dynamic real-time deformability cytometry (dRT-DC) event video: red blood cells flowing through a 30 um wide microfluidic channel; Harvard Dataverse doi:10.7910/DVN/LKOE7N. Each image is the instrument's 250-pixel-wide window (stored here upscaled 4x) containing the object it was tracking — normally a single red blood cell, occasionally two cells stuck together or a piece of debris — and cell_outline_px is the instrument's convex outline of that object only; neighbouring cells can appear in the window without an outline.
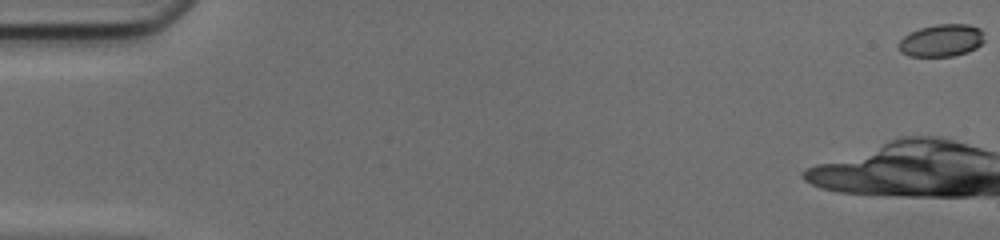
{"species": "common noctule bat (a hibernating species)", "species_latin": "Nyctalus noctula", "temperature_condition": "cold", "stored_images_in_passage": 14, "camera_frame_rate_fps": 3000, "um_per_image_px": 0.085, "animal": {"sex": "female", "body_mass_g": 17.0, "forearm_length_mm": 48.0}, "frame": {"image": 1, "passage_image": 1, "time_ms": 0.0, "image_size_px": [1000, 240], "cell_outline_px": [[984, 40], [976, 48], [968, 52], [952, 56], [908, 56], [900, 52], [900, 40], [908, 32], [920, 28], [936, 24], [968, 24], [980, 28], [984, 32]], "centroid_in_image_um": [80.04, 3.43], "position_along_channel_um": 5.0, "area_um2": 16.24}}